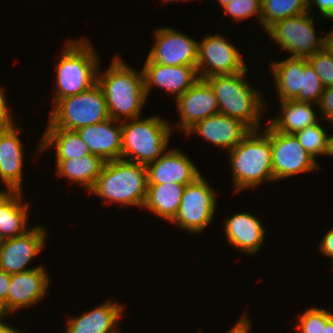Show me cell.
<instances>
[{
    "instance_id": "6da1fadb",
    "label": "cell",
    "mask_w": 333,
    "mask_h": 333,
    "mask_svg": "<svg viewBox=\"0 0 333 333\" xmlns=\"http://www.w3.org/2000/svg\"><path fill=\"white\" fill-rule=\"evenodd\" d=\"M100 73L98 69L97 83L105 95L110 118L121 122L141 117L147 99L143 71H134L117 55L109 68Z\"/></svg>"
},
{
    "instance_id": "7a4b0ae2",
    "label": "cell",
    "mask_w": 333,
    "mask_h": 333,
    "mask_svg": "<svg viewBox=\"0 0 333 333\" xmlns=\"http://www.w3.org/2000/svg\"><path fill=\"white\" fill-rule=\"evenodd\" d=\"M251 130L242 141L229 150L234 191L256 188L264 182H274L270 143V125L263 132Z\"/></svg>"
},
{
    "instance_id": "3957f363",
    "label": "cell",
    "mask_w": 333,
    "mask_h": 333,
    "mask_svg": "<svg viewBox=\"0 0 333 333\" xmlns=\"http://www.w3.org/2000/svg\"><path fill=\"white\" fill-rule=\"evenodd\" d=\"M244 71L234 74L214 75L206 78L217 98L220 113L240 120L250 130H260L261 117L266 102L262 94L245 80Z\"/></svg>"
},
{
    "instance_id": "277c9868",
    "label": "cell",
    "mask_w": 333,
    "mask_h": 333,
    "mask_svg": "<svg viewBox=\"0 0 333 333\" xmlns=\"http://www.w3.org/2000/svg\"><path fill=\"white\" fill-rule=\"evenodd\" d=\"M148 189L147 168L140 163L116 159L105 162L89 191L107 203L143 208Z\"/></svg>"
},
{
    "instance_id": "5b68a950",
    "label": "cell",
    "mask_w": 333,
    "mask_h": 333,
    "mask_svg": "<svg viewBox=\"0 0 333 333\" xmlns=\"http://www.w3.org/2000/svg\"><path fill=\"white\" fill-rule=\"evenodd\" d=\"M99 59L89 40L79 38L66 41L55 68L56 93L53 101L56 103L59 99L74 96L95 85Z\"/></svg>"
},
{
    "instance_id": "8992f818",
    "label": "cell",
    "mask_w": 333,
    "mask_h": 333,
    "mask_svg": "<svg viewBox=\"0 0 333 333\" xmlns=\"http://www.w3.org/2000/svg\"><path fill=\"white\" fill-rule=\"evenodd\" d=\"M128 121H121V159L147 166L169 150L173 129L166 120L154 115Z\"/></svg>"
},
{
    "instance_id": "52a82bcc",
    "label": "cell",
    "mask_w": 333,
    "mask_h": 333,
    "mask_svg": "<svg viewBox=\"0 0 333 333\" xmlns=\"http://www.w3.org/2000/svg\"><path fill=\"white\" fill-rule=\"evenodd\" d=\"M52 109L46 128L76 131L110 118L105 95L98 83L79 94L59 99Z\"/></svg>"
},
{
    "instance_id": "ba28073f",
    "label": "cell",
    "mask_w": 333,
    "mask_h": 333,
    "mask_svg": "<svg viewBox=\"0 0 333 333\" xmlns=\"http://www.w3.org/2000/svg\"><path fill=\"white\" fill-rule=\"evenodd\" d=\"M309 12L276 21L265 32L270 39L287 51L290 57L305 58L324 49L325 37L318 38L314 27V16Z\"/></svg>"
},
{
    "instance_id": "9c48e42d",
    "label": "cell",
    "mask_w": 333,
    "mask_h": 333,
    "mask_svg": "<svg viewBox=\"0 0 333 333\" xmlns=\"http://www.w3.org/2000/svg\"><path fill=\"white\" fill-rule=\"evenodd\" d=\"M216 201V193L201 175L185 185L179 210L171 223L189 233L201 234L212 222Z\"/></svg>"
},
{
    "instance_id": "30bf717a",
    "label": "cell",
    "mask_w": 333,
    "mask_h": 333,
    "mask_svg": "<svg viewBox=\"0 0 333 333\" xmlns=\"http://www.w3.org/2000/svg\"><path fill=\"white\" fill-rule=\"evenodd\" d=\"M270 143L275 181L319 170L316 160L303 148L294 134H286L270 126Z\"/></svg>"
},
{
    "instance_id": "8fae6325",
    "label": "cell",
    "mask_w": 333,
    "mask_h": 333,
    "mask_svg": "<svg viewBox=\"0 0 333 333\" xmlns=\"http://www.w3.org/2000/svg\"><path fill=\"white\" fill-rule=\"evenodd\" d=\"M239 49L221 35H210L198 42L197 71L199 78L234 74L244 71L246 64Z\"/></svg>"
},
{
    "instance_id": "7c38bea8",
    "label": "cell",
    "mask_w": 333,
    "mask_h": 333,
    "mask_svg": "<svg viewBox=\"0 0 333 333\" xmlns=\"http://www.w3.org/2000/svg\"><path fill=\"white\" fill-rule=\"evenodd\" d=\"M147 56L154 63L168 66H196L198 41L173 28H159Z\"/></svg>"
},
{
    "instance_id": "4fadbf2b",
    "label": "cell",
    "mask_w": 333,
    "mask_h": 333,
    "mask_svg": "<svg viewBox=\"0 0 333 333\" xmlns=\"http://www.w3.org/2000/svg\"><path fill=\"white\" fill-rule=\"evenodd\" d=\"M46 231L44 226H34L23 235L1 240L0 269L9 274L33 269L28 264L46 245Z\"/></svg>"
},
{
    "instance_id": "5bb4252c",
    "label": "cell",
    "mask_w": 333,
    "mask_h": 333,
    "mask_svg": "<svg viewBox=\"0 0 333 333\" xmlns=\"http://www.w3.org/2000/svg\"><path fill=\"white\" fill-rule=\"evenodd\" d=\"M180 121L175 128L185 134L198 122L220 113L217 98L205 79L199 78L176 101Z\"/></svg>"
},
{
    "instance_id": "9a60e30c",
    "label": "cell",
    "mask_w": 333,
    "mask_h": 333,
    "mask_svg": "<svg viewBox=\"0 0 333 333\" xmlns=\"http://www.w3.org/2000/svg\"><path fill=\"white\" fill-rule=\"evenodd\" d=\"M45 270L39 265L24 272L11 274L10 287L4 300V307L9 315L18 309L31 305L33 307L45 298L50 284L49 274Z\"/></svg>"
},
{
    "instance_id": "2e32d148",
    "label": "cell",
    "mask_w": 333,
    "mask_h": 333,
    "mask_svg": "<svg viewBox=\"0 0 333 333\" xmlns=\"http://www.w3.org/2000/svg\"><path fill=\"white\" fill-rule=\"evenodd\" d=\"M144 63L142 71L147 97L151 86H156L175 95L177 100L199 79L196 66H168L154 63L148 58Z\"/></svg>"
},
{
    "instance_id": "e0dca14e",
    "label": "cell",
    "mask_w": 333,
    "mask_h": 333,
    "mask_svg": "<svg viewBox=\"0 0 333 333\" xmlns=\"http://www.w3.org/2000/svg\"><path fill=\"white\" fill-rule=\"evenodd\" d=\"M146 168L148 185L166 183L187 185L202 175L191 159L177 148L166 151Z\"/></svg>"
},
{
    "instance_id": "ac0fdd59",
    "label": "cell",
    "mask_w": 333,
    "mask_h": 333,
    "mask_svg": "<svg viewBox=\"0 0 333 333\" xmlns=\"http://www.w3.org/2000/svg\"><path fill=\"white\" fill-rule=\"evenodd\" d=\"M14 125L0 127V179L9 192H22L23 145Z\"/></svg>"
},
{
    "instance_id": "d6986e66",
    "label": "cell",
    "mask_w": 333,
    "mask_h": 333,
    "mask_svg": "<svg viewBox=\"0 0 333 333\" xmlns=\"http://www.w3.org/2000/svg\"><path fill=\"white\" fill-rule=\"evenodd\" d=\"M250 131L240 120L218 113L198 122L186 135L198 134L205 141L229 151L235 148Z\"/></svg>"
},
{
    "instance_id": "ffe728a7",
    "label": "cell",
    "mask_w": 333,
    "mask_h": 333,
    "mask_svg": "<svg viewBox=\"0 0 333 333\" xmlns=\"http://www.w3.org/2000/svg\"><path fill=\"white\" fill-rule=\"evenodd\" d=\"M119 122L109 118L101 123L81 127L76 132L89 147L91 154L100 156L105 162L113 161L121 159L122 126Z\"/></svg>"
},
{
    "instance_id": "44dd1931",
    "label": "cell",
    "mask_w": 333,
    "mask_h": 333,
    "mask_svg": "<svg viewBox=\"0 0 333 333\" xmlns=\"http://www.w3.org/2000/svg\"><path fill=\"white\" fill-rule=\"evenodd\" d=\"M123 306L106 300L91 311L67 317L66 333H121L118 330Z\"/></svg>"
},
{
    "instance_id": "7402d4cb",
    "label": "cell",
    "mask_w": 333,
    "mask_h": 333,
    "mask_svg": "<svg viewBox=\"0 0 333 333\" xmlns=\"http://www.w3.org/2000/svg\"><path fill=\"white\" fill-rule=\"evenodd\" d=\"M254 215L235 213L223 221L224 234L231 246L248 255L257 253L262 248L266 230Z\"/></svg>"
},
{
    "instance_id": "603a6c76",
    "label": "cell",
    "mask_w": 333,
    "mask_h": 333,
    "mask_svg": "<svg viewBox=\"0 0 333 333\" xmlns=\"http://www.w3.org/2000/svg\"><path fill=\"white\" fill-rule=\"evenodd\" d=\"M281 113L270 120L269 124L274 130L295 134L304 128L319 123L314 111L313 103L297 100L280 101Z\"/></svg>"
},
{
    "instance_id": "cb8c5ba5",
    "label": "cell",
    "mask_w": 333,
    "mask_h": 333,
    "mask_svg": "<svg viewBox=\"0 0 333 333\" xmlns=\"http://www.w3.org/2000/svg\"><path fill=\"white\" fill-rule=\"evenodd\" d=\"M22 192H8L0 200V239L23 235L29 231L26 225L29 217L28 203H22Z\"/></svg>"
},
{
    "instance_id": "d4e9b609",
    "label": "cell",
    "mask_w": 333,
    "mask_h": 333,
    "mask_svg": "<svg viewBox=\"0 0 333 333\" xmlns=\"http://www.w3.org/2000/svg\"><path fill=\"white\" fill-rule=\"evenodd\" d=\"M55 147L56 160L81 158L90 155L91 151L76 131L62 128H46L40 139L37 152Z\"/></svg>"
},
{
    "instance_id": "484cf974",
    "label": "cell",
    "mask_w": 333,
    "mask_h": 333,
    "mask_svg": "<svg viewBox=\"0 0 333 333\" xmlns=\"http://www.w3.org/2000/svg\"><path fill=\"white\" fill-rule=\"evenodd\" d=\"M279 101L295 100L301 92L304 75V58L290 57L271 63Z\"/></svg>"
},
{
    "instance_id": "4316f807",
    "label": "cell",
    "mask_w": 333,
    "mask_h": 333,
    "mask_svg": "<svg viewBox=\"0 0 333 333\" xmlns=\"http://www.w3.org/2000/svg\"><path fill=\"white\" fill-rule=\"evenodd\" d=\"M184 187L177 183L148 185L143 208L170 223L179 210Z\"/></svg>"
},
{
    "instance_id": "83f0119b",
    "label": "cell",
    "mask_w": 333,
    "mask_h": 333,
    "mask_svg": "<svg viewBox=\"0 0 333 333\" xmlns=\"http://www.w3.org/2000/svg\"><path fill=\"white\" fill-rule=\"evenodd\" d=\"M56 161V174L59 177H65L68 180L77 183L90 191L101 173L105 161L97 155L90 154L81 158L55 160Z\"/></svg>"
},
{
    "instance_id": "f1b7e54d",
    "label": "cell",
    "mask_w": 333,
    "mask_h": 333,
    "mask_svg": "<svg viewBox=\"0 0 333 333\" xmlns=\"http://www.w3.org/2000/svg\"><path fill=\"white\" fill-rule=\"evenodd\" d=\"M308 12V0H262L261 26L266 31L276 21Z\"/></svg>"
},
{
    "instance_id": "f546056e",
    "label": "cell",
    "mask_w": 333,
    "mask_h": 333,
    "mask_svg": "<svg viewBox=\"0 0 333 333\" xmlns=\"http://www.w3.org/2000/svg\"><path fill=\"white\" fill-rule=\"evenodd\" d=\"M324 130L325 129L317 123L294 134L299 143L314 159L317 155H324L328 135Z\"/></svg>"
},
{
    "instance_id": "4dcf8cb0",
    "label": "cell",
    "mask_w": 333,
    "mask_h": 333,
    "mask_svg": "<svg viewBox=\"0 0 333 333\" xmlns=\"http://www.w3.org/2000/svg\"><path fill=\"white\" fill-rule=\"evenodd\" d=\"M324 86L320 77L317 75L311 63L304 58V75L300 95L295 99L297 101L309 102L317 106ZM316 104V105H315Z\"/></svg>"
},
{
    "instance_id": "1f68e13d",
    "label": "cell",
    "mask_w": 333,
    "mask_h": 333,
    "mask_svg": "<svg viewBox=\"0 0 333 333\" xmlns=\"http://www.w3.org/2000/svg\"><path fill=\"white\" fill-rule=\"evenodd\" d=\"M333 316L332 312L320 307L309 308L299 315L298 322L295 323L299 333H323L327 321Z\"/></svg>"
},
{
    "instance_id": "d6a6232c",
    "label": "cell",
    "mask_w": 333,
    "mask_h": 333,
    "mask_svg": "<svg viewBox=\"0 0 333 333\" xmlns=\"http://www.w3.org/2000/svg\"><path fill=\"white\" fill-rule=\"evenodd\" d=\"M261 5L262 0H232L222 10L225 14H229L234 21H242L253 16L259 19L261 26Z\"/></svg>"
},
{
    "instance_id": "836d02e7",
    "label": "cell",
    "mask_w": 333,
    "mask_h": 333,
    "mask_svg": "<svg viewBox=\"0 0 333 333\" xmlns=\"http://www.w3.org/2000/svg\"><path fill=\"white\" fill-rule=\"evenodd\" d=\"M314 67L325 88L333 86V58L325 49L307 59Z\"/></svg>"
},
{
    "instance_id": "e575fe53",
    "label": "cell",
    "mask_w": 333,
    "mask_h": 333,
    "mask_svg": "<svg viewBox=\"0 0 333 333\" xmlns=\"http://www.w3.org/2000/svg\"><path fill=\"white\" fill-rule=\"evenodd\" d=\"M317 107L322 112V119L328 120V124L333 123V86L324 88Z\"/></svg>"
},
{
    "instance_id": "d590c367",
    "label": "cell",
    "mask_w": 333,
    "mask_h": 333,
    "mask_svg": "<svg viewBox=\"0 0 333 333\" xmlns=\"http://www.w3.org/2000/svg\"><path fill=\"white\" fill-rule=\"evenodd\" d=\"M317 6L320 15L327 19H333V0H308V12L311 13L313 4Z\"/></svg>"
},
{
    "instance_id": "8d00e7d4",
    "label": "cell",
    "mask_w": 333,
    "mask_h": 333,
    "mask_svg": "<svg viewBox=\"0 0 333 333\" xmlns=\"http://www.w3.org/2000/svg\"><path fill=\"white\" fill-rule=\"evenodd\" d=\"M0 86V127H8L14 125V120L10 114L9 107L7 105V100L5 99L4 91H2Z\"/></svg>"
},
{
    "instance_id": "74e56055",
    "label": "cell",
    "mask_w": 333,
    "mask_h": 333,
    "mask_svg": "<svg viewBox=\"0 0 333 333\" xmlns=\"http://www.w3.org/2000/svg\"><path fill=\"white\" fill-rule=\"evenodd\" d=\"M318 247L323 255L333 259V228L326 232Z\"/></svg>"
},
{
    "instance_id": "f35d334b",
    "label": "cell",
    "mask_w": 333,
    "mask_h": 333,
    "mask_svg": "<svg viewBox=\"0 0 333 333\" xmlns=\"http://www.w3.org/2000/svg\"><path fill=\"white\" fill-rule=\"evenodd\" d=\"M250 321L246 315H243L226 333H249L251 332Z\"/></svg>"
},
{
    "instance_id": "ab89813d",
    "label": "cell",
    "mask_w": 333,
    "mask_h": 333,
    "mask_svg": "<svg viewBox=\"0 0 333 333\" xmlns=\"http://www.w3.org/2000/svg\"><path fill=\"white\" fill-rule=\"evenodd\" d=\"M11 274L0 269V300L4 304V300L7 298V292L10 287Z\"/></svg>"
},
{
    "instance_id": "60d3db41",
    "label": "cell",
    "mask_w": 333,
    "mask_h": 333,
    "mask_svg": "<svg viewBox=\"0 0 333 333\" xmlns=\"http://www.w3.org/2000/svg\"><path fill=\"white\" fill-rule=\"evenodd\" d=\"M324 49L333 58V30L325 34Z\"/></svg>"
},
{
    "instance_id": "b9f144b4",
    "label": "cell",
    "mask_w": 333,
    "mask_h": 333,
    "mask_svg": "<svg viewBox=\"0 0 333 333\" xmlns=\"http://www.w3.org/2000/svg\"><path fill=\"white\" fill-rule=\"evenodd\" d=\"M0 333H21L17 328H13L12 325L6 324L3 320H0Z\"/></svg>"
},
{
    "instance_id": "7bdbcfd3",
    "label": "cell",
    "mask_w": 333,
    "mask_h": 333,
    "mask_svg": "<svg viewBox=\"0 0 333 333\" xmlns=\"http://www.w3.org/2000/svg\"><path fill=\"white\" fill-rule=\"evenodd\" d=\"M324 155L333 156V135L332 136L327 135Z\"/></svg>"
},
{
    "instance_id": "ee69618b",
    "label": "cell",
    "mask_w": 333,
    "mask_h": 333,
    "mask_svg": "<svg viewBox=\"0 0 333 333\" xmlns=\"http://www.w3.org/2000/svg\"><path fill=\"white\" fill-rule=\"evenodd\" d=\"M323 333H333V316L327 321L326 327H323Z\"/></svg>"
},
{
    "instance_id": "f6af8a7d",
    "label": "cell",
    "mask_w": 333,
    "mask_h": 333,
    "mask_svg": "<svg viewBox=\"0 0 333 333\" xmlns=\"http://www.w3.org/2000/svg\"><path fill=\"white\" fill-rule=\"evenodd\" d=\"M6 315L9 316V313L5 309L3 302L0 300V320L7 317Z\"/></svg>"
},
{
    "instance_id": "bcb514c9",
    "label": "cell",
    "mask_w": 333,
    "mask_h": 333,
    "mask_svg": "<svg viewBox=\"0 0 333 333\" xmlns=\"http://www.w3.org/2000/svg\"><path fill=\"white\" fill-rule=\"evenodd\" d=\"M219 4L224 8L227 4H229L232 0H217Z\"/></svg>"
},
{
    "instance_id": "7dc6e473",
    "label": "cell",
    "mask_w": 333,
    "mask_h": 333,
    "mask_svg": "<svg viewBox=\"0 0 333 333\" xmlns=\"http://www.w3.org/2000/svg\"><path fill=\"white\" fill-rule=\"evenodd\" d=\"M9 191L6 189L4 190H0V200L8 193Z\"/></svg>"
},
{
    "instance_id": "c3c4849f",
    "label": "cell",
    "mask_w": 333,
    "mask_h": 333,
    "mask_svg": "<svg viewBox=\"0 0 333 333\" xmlns=\"http://www.w3.org/2000/svg\"><path fill=\"white\" fill-rule=\"evenodd\" d=\"M167 1H168V2H173V1H175V2H177V1H182V2H183V1H187V0H164V2H167ZM188 1H189V0H188Z\"/></svg>"
}]
</instances>
